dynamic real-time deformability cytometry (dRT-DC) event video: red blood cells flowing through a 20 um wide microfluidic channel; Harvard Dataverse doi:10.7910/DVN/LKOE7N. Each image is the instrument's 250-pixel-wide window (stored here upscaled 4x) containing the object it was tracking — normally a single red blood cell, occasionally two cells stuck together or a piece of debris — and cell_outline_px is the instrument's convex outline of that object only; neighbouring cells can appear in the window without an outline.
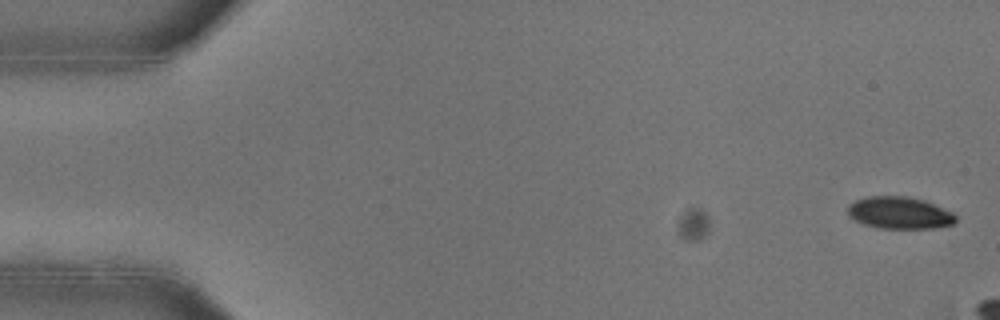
{"species": "common noctule bat (a hibernating species)", "species_latin": "Nyctalus noctula", "temperature_condition": "warm", "stored_images_in_passage": 9, "camera_frame_rate_fps": 3000, "um_per_image_px": 0.085, "animal": {"sex": "female"}, "frame": {"image": 1, "passage_image": 2, "time_ms": 0.333, "image_size_px": [1000, 320], "cell_outline_px": [[956, 220], [952, 224], [932, 228], [880, 228], [864, 224], [848, 216], [848, 204], [864, 196], [908, 196], [924, 200], [952, 212], [956, 216]], "centroid_in_image_um": [76.43, 18.08], "position_along_channel_um": 8.6, "area_um2": 20.11}}